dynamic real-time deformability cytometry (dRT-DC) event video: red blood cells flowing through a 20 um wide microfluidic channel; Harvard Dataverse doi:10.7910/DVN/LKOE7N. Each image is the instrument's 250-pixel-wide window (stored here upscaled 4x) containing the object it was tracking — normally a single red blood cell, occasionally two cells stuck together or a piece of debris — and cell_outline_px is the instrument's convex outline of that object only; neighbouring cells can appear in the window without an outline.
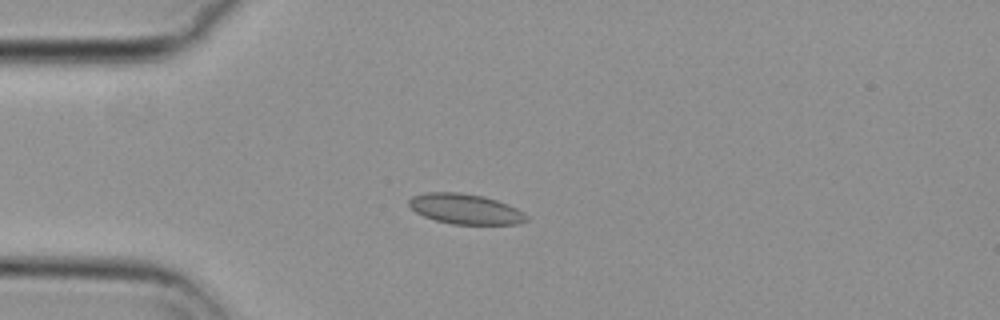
{"species": "common noctule bat (a hibernating species)", "species_latin": "Nyctalus noctula", "temperature_condition": "cold", "stored_images_in_passage": 8, "camera_frame_rate_fps": 3000, "um_per_image_px": 0.085, "animal": {"sex": "female", "body_mass_g": 29.2, "forearm_length_mm": 56.3}, "frame": {"image": 1, "passage_image": 1, "time_ms": 0.0, "image_size_px": [1000, 320], "cell_outline_px": [[528, 220], [520, 224], [452, 224], [436, 220], [424, 216], [416, 212], [408, 204], [408, 200], [412, 196], [428, 192], [460, 192], [484, 196], [508, 204], [524, 212], [528, 216]], "centroid_in_image_um": [39.58, 17.76], "position_along_channel_um": 45.4, "area_um2": 20.75}}